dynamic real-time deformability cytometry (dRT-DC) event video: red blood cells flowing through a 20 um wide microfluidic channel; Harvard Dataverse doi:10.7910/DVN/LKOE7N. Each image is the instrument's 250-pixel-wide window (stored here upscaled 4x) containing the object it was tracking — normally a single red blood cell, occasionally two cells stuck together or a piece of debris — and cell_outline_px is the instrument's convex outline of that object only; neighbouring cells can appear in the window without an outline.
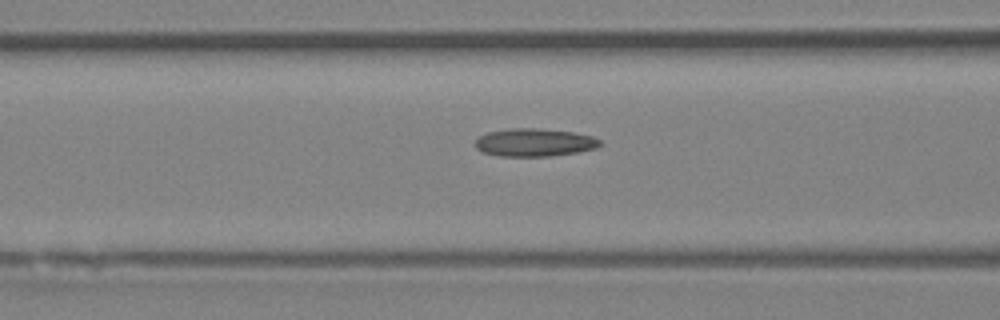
{"species": "Egyptian fruit bat (a non-hibernating species)", "species_latin": "Rousettus aegyptiacus", "temperature_condition": "room temperature", "stored_images_in_passage": 27, "camera_frame_rate_fps": 3000, "um_per_image_px": 0.085, "animal": {"sex": "female"}, "frame": {"image": 1, "passage_image": 16, "time_ms": 5.0, "image_size_px": [1000, 320], "cell_outline_px": [[604, 144], [596, 148], [576, 152], [548, 156], [500, 156], [480, 152], [476, 148], [476, 140], [480, 136], [488, 132], [508, 128], [536, 128], [572, 132], [592, 136], [600, 140]], "centroid_in_image_um": [45.42, 12.11], "position_along_channel_um": 121.2, "area_um2": 20.29}}
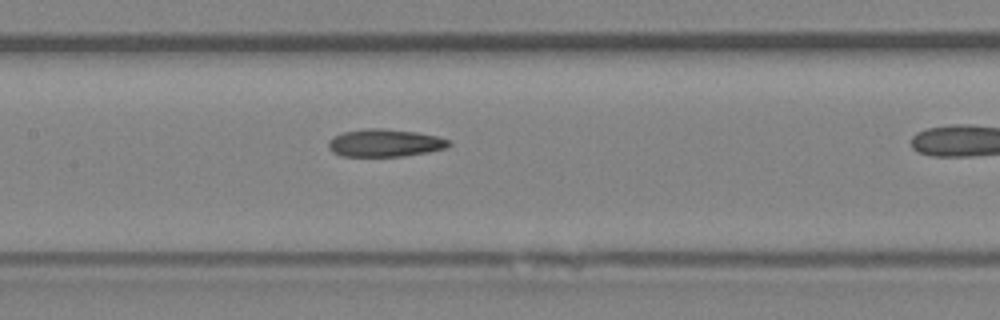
{"frame": {"image": 2, "passage_image": 20, "time_ms": 6.333, "image_size_px": [1000, 320], "cell_outline_px": [[452, 144], [444, 148], [428, 152], [404, 156], [340, 156], [332, 152], [328, 148], [328, 140], [332, 136], [344, 132], [364, 128], [384, 128], [416, 132], [436, 136], [448, 140]], "centroid_in_image_um": [32.66, 12.15], "position_along_channel_um": 174.7, "area_um2": 19.48}}